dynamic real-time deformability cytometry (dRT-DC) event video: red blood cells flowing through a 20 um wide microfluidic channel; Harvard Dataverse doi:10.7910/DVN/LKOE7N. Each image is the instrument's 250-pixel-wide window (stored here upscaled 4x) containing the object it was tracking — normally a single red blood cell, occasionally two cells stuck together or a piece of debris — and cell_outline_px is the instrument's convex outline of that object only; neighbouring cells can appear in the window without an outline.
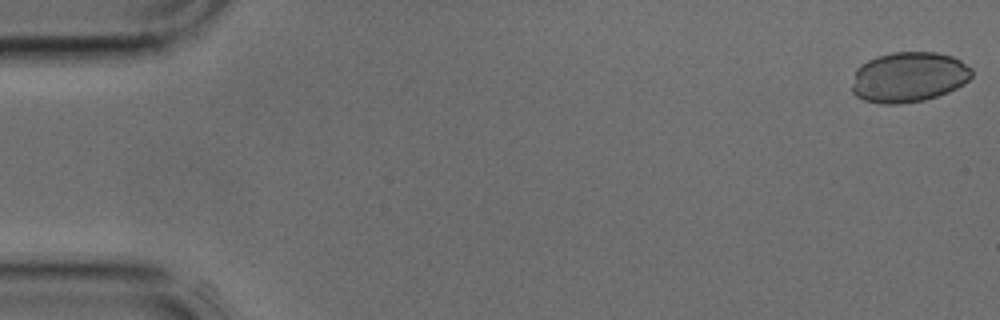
{"species": "common noctule bat (a hibernating species)", "species_latin": "Nyctalus noctula", "temperature_condition": "cold", "stored_images_in_passage": 4, "camera_frame_rate_fps": 3000, "um_per_image_px": 0.085, "animal": {"sex": "male", "body_mass_g": 17.9, "forearm_length_mm": 54.2}, "frame": {"image": 1, "passage_image": 1, "time_ms": 0.0, "image_size_px": [1000, 320], "cell_outline_px": [[972, 76], [964, 84], [948, 92], [924, 100], [900, 104], [880, 104], [864, 100], [856, 96], [852, 92], [852, 84], [856, 68], [860, 64], [876, 56], [892, 52], [936, 52], [952, 56], [960, 60], [972, 68]], "centroid_in_image_um": [77.23, 6.55], "position_along_channel_um": 7.8, "area_um2": 35.37}}